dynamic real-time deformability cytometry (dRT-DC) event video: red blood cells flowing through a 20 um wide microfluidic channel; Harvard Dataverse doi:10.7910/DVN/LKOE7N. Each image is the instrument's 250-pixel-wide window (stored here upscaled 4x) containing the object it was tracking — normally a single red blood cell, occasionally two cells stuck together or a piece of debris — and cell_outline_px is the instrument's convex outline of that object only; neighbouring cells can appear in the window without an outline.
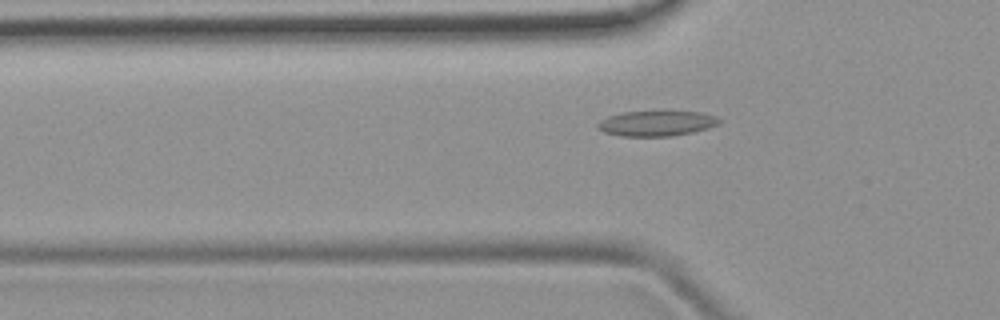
{"species": "common noctule bat (a hibernating species)", "species_latin": "Nyctalus noctula", "temperature_condition": "room temperature", "stored_images_in_passage": 33, "camera_frame_rate_fps": 3000, "um_per_image_px": 0.085, "animal": {"sex": "female", "body_mass_g": 19.9}, "frame": {"image": 1, "passage_image": 5, "time_ms": 1.333, "image_size_px": [1000, 320], "cell_outline_px": [[720, 124], [708, 128], [692, 132], [672, 136], [620, 136], [604, 132], [596, 128], [596, 124], [600, 120], [608, 116], [620, 112], [664, 108], [700, 112], [716, 116], [720, 120]], "centroid_in_image_um": [55.8, 10.43], "position_along_channel_um": 70.0, "area_um2": 19.02}}
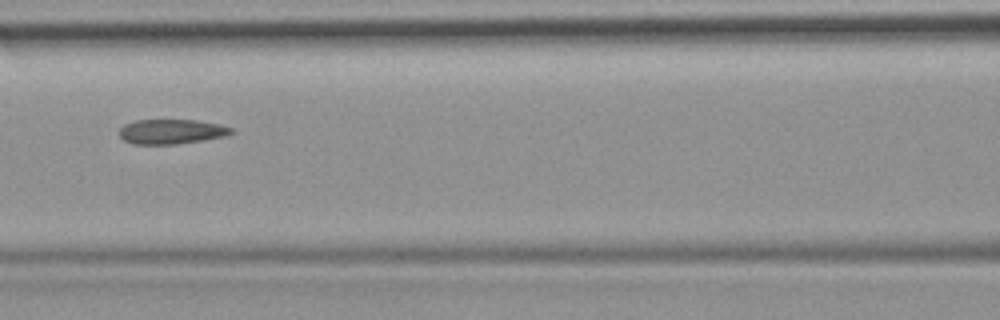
{"frame": {"image": 2, "passage_image": 11, "time_ms": 3.333, "image_size_px": [1000, 320], "cell_outline_px": [[236, 132], [228, 136], [176, 144], [132, 144], [124, 140], [120, 136], [120, 128], [124, 124], [136, 120], [196, 120], [220, 124], [232, 128]], "centroid_in_image_um": [14.61, 11.18], "position_along_channel_um": 152.0, "area_um2": 16.24}}
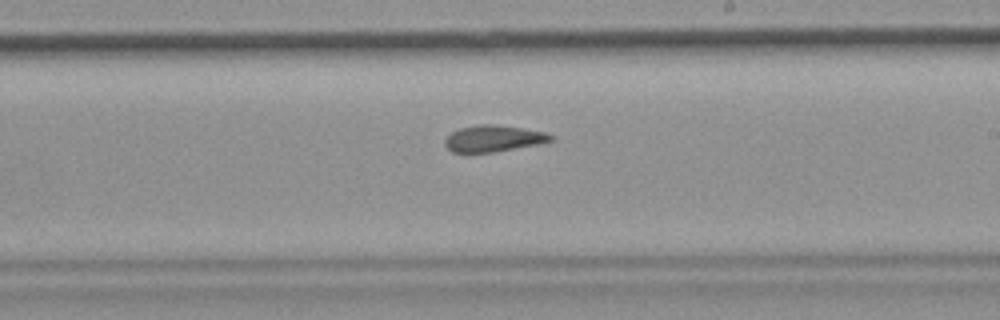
{"frame": {"image": 3, "passage_image": 18, "time_ms": 5.667, "image_size_px": [1000, 320], "cell_outline_px": [[556, 140], [540, 144], [492, 152], [452, 152], [444, 144], [444, 140], [452, 132], [460, 128], [480, 124], [492, 124], [520, 128], [544, 132], [556, 136]], "centroid_in_image_um": [41.99, 11.77], "position_along_channel_um": 247.0, "area_um2": 16.24}}